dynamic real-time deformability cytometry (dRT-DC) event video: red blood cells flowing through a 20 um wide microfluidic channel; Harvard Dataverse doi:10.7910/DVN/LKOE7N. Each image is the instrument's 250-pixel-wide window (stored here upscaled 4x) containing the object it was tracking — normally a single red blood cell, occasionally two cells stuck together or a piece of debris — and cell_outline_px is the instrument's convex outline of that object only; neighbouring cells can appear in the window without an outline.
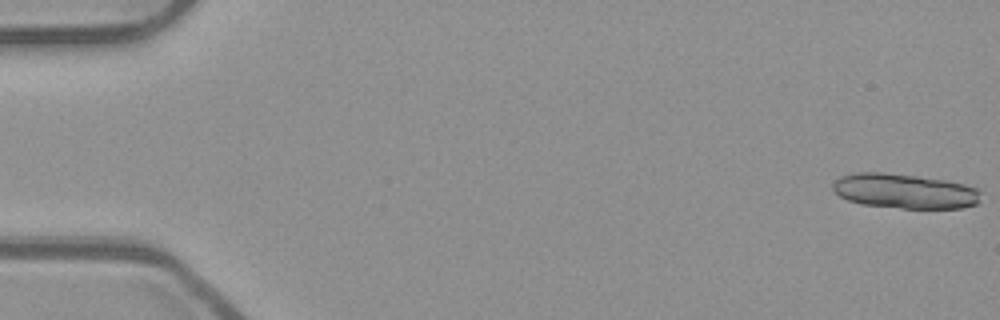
{"species": "common noctule bat (a hibernating species)", "species_latin": "Nyctalus noctula", "temperature_condition": "room temperature", "stored_images_in_passage": 16, "camera_frame_rate_fps": 3000, "um_per_image_px": 0.085, "animal": {"sex": "male", "body_mass_g": 23.1, "forearm_length_mm": 52.7}, "frame": {"image": 1, "passage_image": 1, "time_ms": 0.0, "image_size_px": [1000, 320], "cell_outline_px": [[984, 192], [976, 204], [960, 208], [900, 208], [860, 204], [848, 200], [840, 196], [832, 188], [832, 184], [840, 176], [856, 172], [884, 172], [916, 176], [944, 180], [964, 184], [976, 188]], "centroid_in_image_um": [76.89, 16.24], "position_along_channel_um": 8.1, "area_um2": 30.06}}